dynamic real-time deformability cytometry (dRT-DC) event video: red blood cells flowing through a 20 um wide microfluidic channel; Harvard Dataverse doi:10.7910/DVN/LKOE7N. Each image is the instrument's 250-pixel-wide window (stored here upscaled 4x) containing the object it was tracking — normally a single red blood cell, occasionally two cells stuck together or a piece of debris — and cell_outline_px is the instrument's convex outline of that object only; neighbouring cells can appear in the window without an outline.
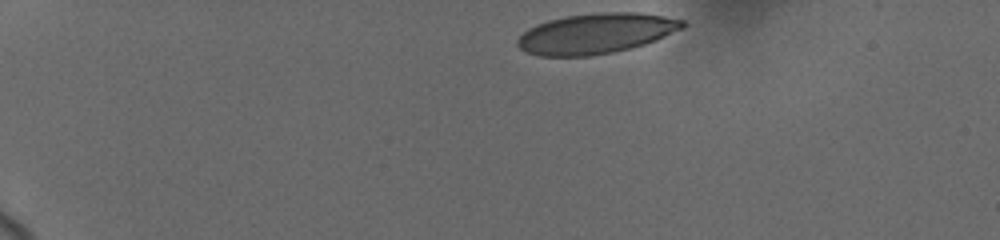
{"species": "human", "species_latin": "Homo sapiens", "temperature_condition": "cold", "stored_images_in_passage": 8, "camera_frame_rate_fps": 3000, "um_per_image_px": 0.085, "donor": {"sex": "female"}, "frame": {"image": 1, "passage_image": 1, "time_ms": 0.0, "image_size_px": [1000, 240], "cell_outline_px": [[688, 24], [684, 28], [656, 40], [644, 44], [612, 52], [588, 56], [540, 56], [528, 52], [520, 48], [516, 44], [516, 40], [528, 28], [536, 24], [548, 20], [568, 16], [604, 12], [640, 12], [664, 16], [684, 20]], "centroid_in_image_um": [50.68, 2.84], "position_along_channel_um": 34.3, "area_um2": 38.67}}
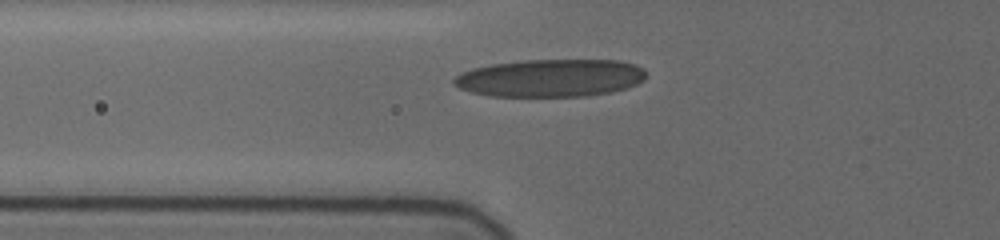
{"frame": {"image": 2, "passage_image": 5, "time_ms": 3.667, "image_size_px": [1000, 240], "cell_outline_px": [[644, 80], [628, 88], [612, 92], [588, 96], [488, 96], [472, 92], [460, 88], [452, 84], [452, 80], [460, 72], [472, 68], [492, 64], [524, 60], [620, 60], [636, 64], [644, 68]], "centroid_in_image_um": [46.79, 6.63], "position_along_channel_um": 79.0, "area_um2": 42.48}}
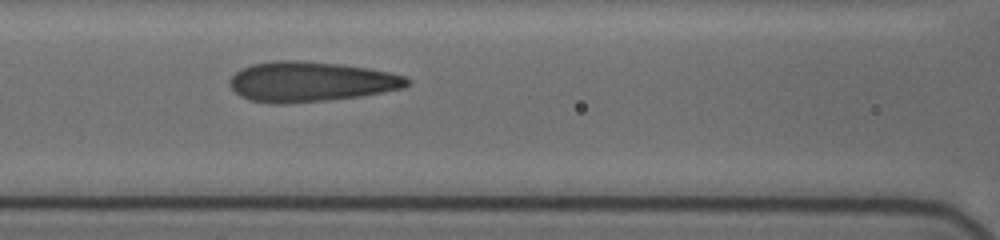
{"frame": {"image": 3, "passage_image": 7, "time_ms": 5.333, "image_size_px": [1000, 240], "cell_outline_px": [[412, 80], [404, 88], [384, 92], [360, 96], [328, 100], [284, 104], [272, 104], [248, 100], [240, 96], [228, 84], [228, 80], [240, 68], [252, 64], [272, 60], [296, 60], [340, 64], [368, 68], [408, 76]], "centroid_in_image_um": [26.39, 6.94], "position_along_channel_um": 140.2, "area_um2": 41.79}}